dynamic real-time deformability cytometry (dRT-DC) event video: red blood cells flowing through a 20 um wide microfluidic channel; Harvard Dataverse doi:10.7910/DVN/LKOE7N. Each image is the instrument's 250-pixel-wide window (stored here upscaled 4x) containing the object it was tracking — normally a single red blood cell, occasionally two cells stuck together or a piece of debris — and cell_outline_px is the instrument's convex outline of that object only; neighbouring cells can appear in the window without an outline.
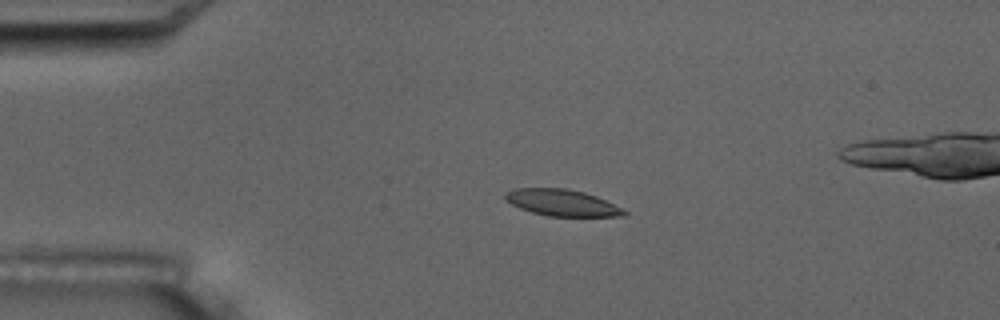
{"species": "common noctule bat (a hibernating species)", "species_latin": "Nyctalus noctula", "temperature_condition": "room temperature", "stored_images_in_passage": 6, "camera_frame_rate_fps": 3000, "um_per_image_px": 0.085, "animal": {"sex": "male", "body_mass_g": 17.5, "forearm_length_mm": 52.3}, "frame": {"image": 1, "passage_image": 3, "time_ms": 2.0, "image_size_px": [1000, 320], "cell_outline_px": [[628, 212], [624, 216], [548, 216], [532, 212], [520, 208], [512, 204], [504, 196], [508, 192], [516, 188], [568, 188], [584, 192], [596, 196], [624, 208]], "centroid_in_image_um": [47.83, 17.23], "position_along_channel_um": 37.2, "area_um2": 18.26}}